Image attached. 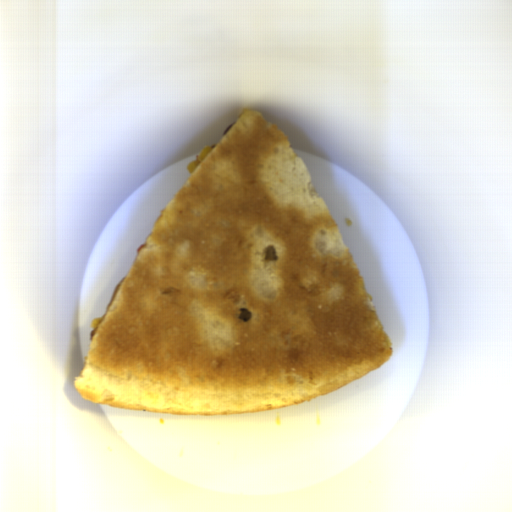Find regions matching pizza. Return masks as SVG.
Masks as SVG:
<instances>
[{"mask_svg":"<svg viewBox=\"0 0 512 512\" xmlns=\"http://www.w3.org/2000/svg\"><path fill=\"white\" fill-rule=\"evenodd\" d=\"M186 169L88 346L80 398L252 414L339 390L390 359L334 217L265 113L242 111Z\"/></svg>","mask_w":512,"mask_h":512,"instance_id":"dd6c1bee","label":"pizza"}]
</instances>
